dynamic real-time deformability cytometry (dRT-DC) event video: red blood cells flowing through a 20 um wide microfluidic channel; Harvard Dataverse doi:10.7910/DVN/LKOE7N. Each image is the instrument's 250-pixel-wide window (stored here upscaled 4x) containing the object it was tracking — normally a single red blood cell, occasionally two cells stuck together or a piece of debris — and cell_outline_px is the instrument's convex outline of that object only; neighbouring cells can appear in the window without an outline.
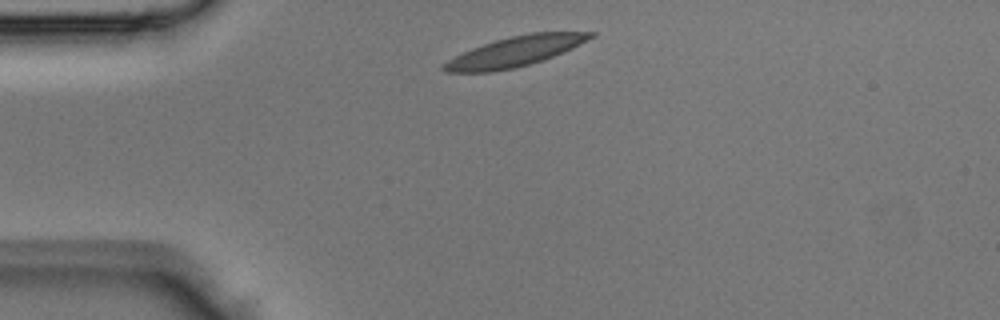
{"species": "Egyptian fruit bat (a non-hibernating species)", "species_latin": "Rousettus aegyptiacus", "temperature_condition": "room temperature", "stored_images_in_passage": 2, "camera_frame_rate_fps": 3000, "um_per_image_px": 0.085, "animal": {"sex": "male"}, "frame": {"image": 1, "passage_image": 1, "time_ms": 0.0, "image_size_px": [1000, 320], "cell_outline_px": [[596, 36], [564, 52], [544, 60], [516, 68], [492, 72], [444, 72], [440, 68], [440, 64], [472, 48], [496, 40], [512, 36], [532, 32], [596, 32]], "centroid_in_image_um": [43.78, 4.39], "position_along_channel_um": 41.2, "area_um2": 25.66}}
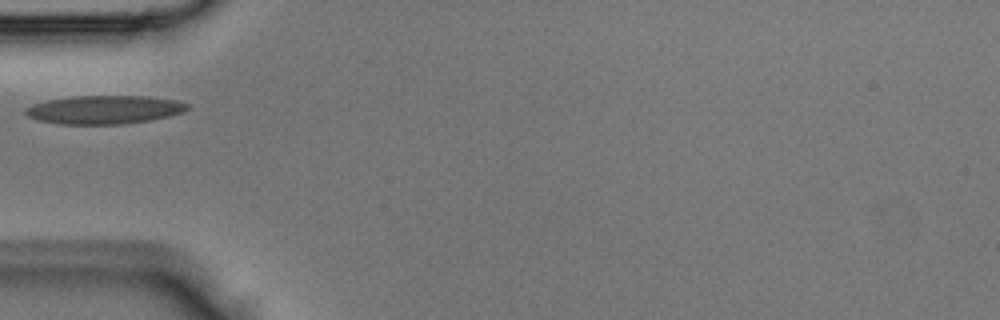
{"frame": {"image": 2, "passage_image": 2, "time_ms": 0.333, "image_size_px": [1000, 320], "cell_outline_px": [[188, 108], [184, 112], [168, 116], [148, 120], [124, 124], [60, 124], [40, 120], [28, 116], [24, 112], [24, 108], [32, 104], [48, 100], [72, 96], [144, 96], [176, 100], [188, 104]], "centroid_in_image_um": [8.84, 9.32], "position_along_channel_um": 76.2, "area_um2": 26.7}}